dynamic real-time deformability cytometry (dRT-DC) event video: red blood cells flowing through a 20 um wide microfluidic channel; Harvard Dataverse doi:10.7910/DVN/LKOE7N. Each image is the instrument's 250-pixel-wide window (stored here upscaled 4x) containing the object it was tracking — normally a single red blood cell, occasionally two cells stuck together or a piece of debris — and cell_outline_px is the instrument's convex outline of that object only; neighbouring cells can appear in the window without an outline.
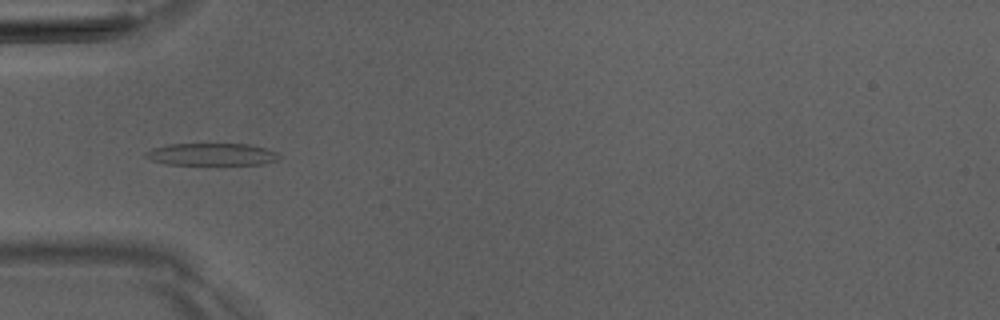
{"species": "Egyptian fruit bat (a non-hibernating species)", "species_latin": "Rousettus aegyptiacus", "temperature_condition": "room temperature", "stored_images_in_passage": 3, "camera_frame_rate_fps": 3000, "um_per_image_px": 0.085, "animal": {"sex": "male"}, "frame": {"image": 1, "passage_image": 3, "time_ms": 2.333, "image_size_px": [1000, 320], "cell_outline_px": [[280, 156], [276, 160], [264, 164], [164, 164], [152, 160], [144, 156], [144, 152], [152, 148], [168, 144], [248, 144], [264, 148], [276, 152]], "centroid_in_image_um": [17.94, 13.11], "position_along_channel_um": 67.1, "area_um2": 17.17}}